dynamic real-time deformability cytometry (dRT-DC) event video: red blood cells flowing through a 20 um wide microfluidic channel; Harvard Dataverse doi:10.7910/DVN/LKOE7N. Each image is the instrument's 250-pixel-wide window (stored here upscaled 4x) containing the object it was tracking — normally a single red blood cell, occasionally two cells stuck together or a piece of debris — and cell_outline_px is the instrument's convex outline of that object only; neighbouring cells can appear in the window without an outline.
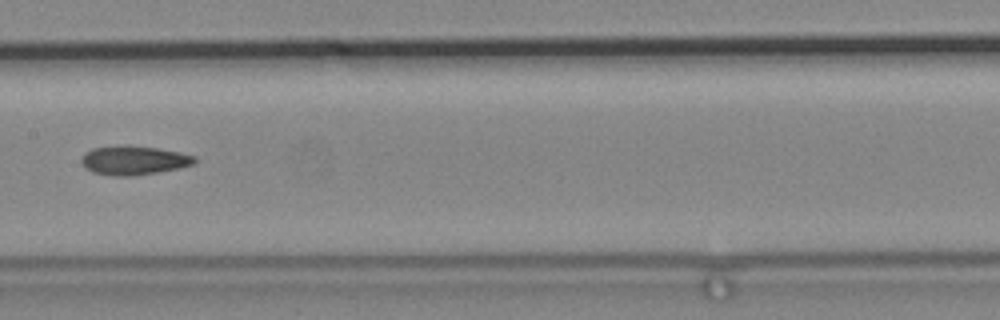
{"species": "common noctule bat (a hibernating species)", "species_latin": "Nyctalus noctula", "temperature_condition": "cold", "stored_images_in_passage": 10, "camera_frame_rate_fps": 3000, "um_per_image_px": 0.085, "animal": {"sex": "male", "body_mass_g": 19.2, "forearm_length_mm": 51.8}, "frame": {"image": 1, "passage_image": 7, "time_ms": 2.0, "image_size_px": [1000, 320], "cell_outline_px": [[196, 164], [180, 168], [132, 176], [112, 176], [92, 172], [84, 168], [80, 160], [84, 152], [92, 148], [156, 148], [180, 152], [196, 156]], "centroid_in_image_um": [11.39, 13.68], "position_along_channel_um": 196.0, "area_um2": 18.55}}
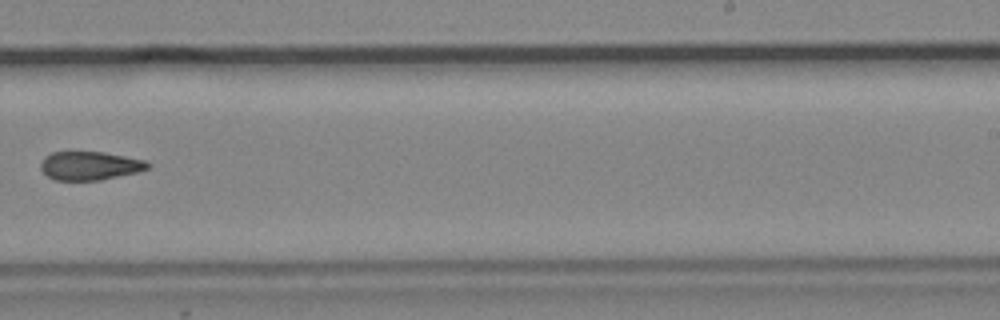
{"frame": {"image": 2, "passage_image": 9, "time_ms": 2.667, "image_size_px": [1000, 320], "cell_outline_px": [[152, 164], [148, 168], [140, 172], [100, 180], [56, 180], [48, 176], [40, 168], [40, 164], [44, 156], [52, 152], [104, 152], [144, 160]], "centroid_in_image_um": [7.65, 14.09], "position_along_channel_um": 281.4, "area_um2": 17.86}}